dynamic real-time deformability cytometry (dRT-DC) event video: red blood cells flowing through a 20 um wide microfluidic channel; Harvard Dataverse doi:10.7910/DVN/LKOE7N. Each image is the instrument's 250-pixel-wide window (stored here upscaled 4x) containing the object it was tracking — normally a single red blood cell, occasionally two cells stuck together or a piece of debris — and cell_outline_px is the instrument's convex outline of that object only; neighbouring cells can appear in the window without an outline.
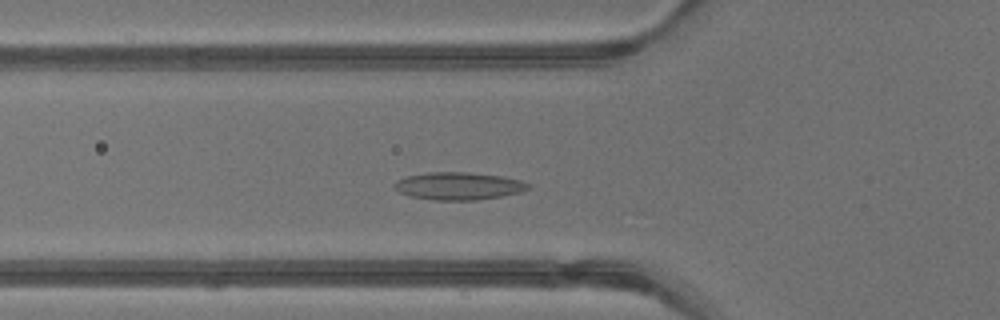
{"species": "common noctule bat (a hibernating species)", "species_latin": "Nyctalus noctula", "temperature_condition": "warm", "stored_images_in_passage": 38, "camera_frame_rate_fps": 3000, "um_per_image_px": 0.085, "animal": {"sex": "male", "body_mass_g": 13.3}, "frame": {"image": 1, "passage_image": 11, "time_ms": 3.333, "image_size_px": [1000, 320], "cell_outline_px": [[528, 188], [520, 192], [500, 196], [472, 200], [436, 200], [412, 196], [400, 192], [392, 184], [408, 176], [428, 172], [468, 172], [500, 176], [520, 180], [528, 184]], "centroid_in_image_um": [38.97, 15.8], "position_along_channel_um": 86.8, "area_um2": 20.98}}
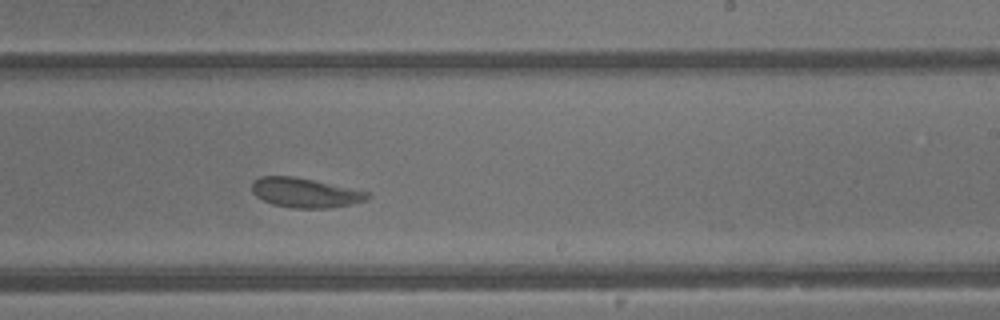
{"frame": {"image": 2, "passage_image": 22, "time_ms": 7.0, "image_size_px": [1000, 320], "cell_outline_px": [[372, 196], [364, 200], [352, 204], [328, 208], [292, 208], [272, 204], [256, 196], [252, 192], [252, 184], [260, 176], [292, 176], [372, 192]], "centroid_in_image_um": [25.96, 16.39], "position_along_channel_um": 263.0, "area_um2": 19.83}}
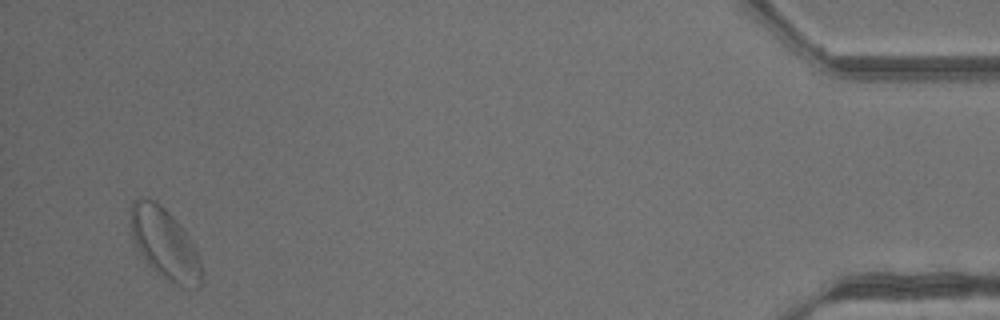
{"frame": {"image": 3, "passage_image": 37, "time_ms": 12.0, "image_size_px": [1000, 320], "cell_outline_px": [[204, 280], [196, 288], [180, 288], [156, 272], [148, 264], [140, 252], [132, 236], [132, 200], [152, 200], [160, 204], [180, 224], [192, 240], [200, 260]], "centroid_in_image_um": [14.08, 20.79], "position_along_channel_um": 421.1, "area_um2": 28.9}, "authors_computed_cell_mechanics": {"area_um2": 20.9236, "velocity_mm_per_s": 4.8099, "shape_relaxation_time_tau1_ms": 4.8548, "shape_relaxation_time_tau2_ms": 1.294, "deformation_change_tau1": 0.0878, "deformation_change_tau2": 0.0624}}